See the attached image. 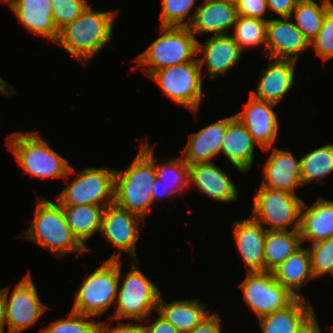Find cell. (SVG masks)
<instances>
[{"label":"cell","instance_id":"13","mask_svg":"<svg viewBox=\"0 0 333 333\" xmlns=\"http://www.w3.org/2000/svg\"><path fill=\"white\" fill-rule=\"evenodd\" d=\"M143 218L139 215L120 208L115 203L104 207L101 219V234L110 244L116 248L117 252L124 251L130 254L136 262V241L139 238L137 221Z\"/></svg>","mask_w":333,"mask_h":333},{"label":"cell","instance_id":"4","mask_svg":"<svg viewBox=\"0 0 333 333\" xmlns=\"http://www.w3.org/2000/svg\"><path fill=\"white\" fill-rule=\"evenodd\" d=\"M8 146L18 164L37 178H68L76 172L67 159L59 155L37 132L10 134Z\"/></svg>","mask_w":333,"mask_h":333},{"label":"cell","instance_id":"16","mask_svg":"<svg viewBox=\"0 0 333 333\" xmlns=\"http://www.w3.org/2000/svg\"><path fill=\"white\" fill-rule=\"evenodd\" d=\"M236 4L223 0H204L195 13L187 18L186 26L193 34L215 33L229 34L237 19Z\"/></svg>","mask_w":333,"mask_h":333},{"label":"cell","instance_id":"14","mask_svg":"<svg viewBox=\"0 0 333 333\" xmlns=\"http://www.w3.org/2000/svg\"><path fill=\"white\" fill-rule=\"evenodd\" d=\"M267 20L266 57L275 59H291L297 61L300 54L310 49V42L289 18ZM283 19V20H282ZM268 50V51H267Z\"/></svg>","mask_w":333,"mask_h":333},{"label":"cell","instance_id":"11","mask_svg":"<svg viewBox=\"0 0 333 333\" xmlns=\"http://www.w3.org/2000/svg\"><path fill=\"white\" fill-rule=\"evenodd\" d=\"M1 291L4 324L8 325V333H20L33 326L49 308L40 301L30 272L16 285L10 298L9 288H3Z\"/></svg>","mask_w":333,"mask_h":333},{"label":"cell","instance_id":"9","mask_svg":"<svg viewBox=\"0 0 333 333\" xmlns=\"http://www.w3.org/2000/svg\"><path fill=\"white\" fill-rule=\"evenodd\" d=\"M152 78L172 101L188 108L194 115L202 100V73L198 59L154 71Z\"/></svg>","mask_w":333,"mask_h":333},{"label":"cell","instance_id":"36","mask_svg":"<svg viewBox=\"0 0 333 333\" xmlns=\"http://www.w3.org/2000/svg\"><path fill=\"white\" fill-rule=\"evenodd\" d=\"M308 249L314 278L327 273L333 276V237L312 243Z\"/></svg>","mask_w":333,"mask_h":333},{"label":"cell","instance_id":"21","mask_svg":"<svg viewBox=\"0 0 333 333\" xmlns=\"http://www.w3.org/2000/svg\"><path fill=\"white\" fill-rule=\"evenodd\" d=\"M189 183L194 184L201 193L220 202H233L238 199V190L227 176L213 162L188 165Z\"/></svg>","mask_w":333,"mask_h":333},{"label":"cell","instance_id":"43","mask_svg":"<svg viewBox=\"0 0 333 333\" xmlns=\"http://www.w3.org/2000/svg\"><path fill=\"white\" fill-rule=\"evenodd\" d=\"M269 11H274L280 18H291L298 0H266Z\"/></svg>","mask_w":333,"mask_h":333},{"label":"cell","instance_id":"30","mask_svg":"<svg viewBox=\"0 0 333 333\" xmlns=\"http://www.w3.org/2000/svg\"><path fill=\"white\" fill-rule=\"evenodd\" d=\"M62 208L73 235L90 251L91 249L85 245V241L96 234L97 231L100 232L104 207L82 204L62 206Z\"/></svg>","mask_w":333,"mask_h":333},{"label":"cell","instance_id":"50","mask_svg":"<svg viewBox=\"0 0 333 333\" xmlns=\"http://www.w3.org/2000/svg\"><path fill=\"white\" fill-rule=\"evenodd\" d=\"M223 1H228V2H230V3H234V4H236L239 0H223Z\"/></svg>","mask_w":333,"mask_h":333},{"label":"cell","instance_id":"26","mask_svg":"<svg viewBox=\"0 0 333 333\" xmlns=\"http://www.w3.org/2000/svg\"><path fill=\"white\" fill-rule=\"evenodd\" d=\"M200 300H178L165 303L159 297L157 313L166 319L179 333L192 330L200 324L210 313L207 305L200 303Z\"/></svg>","mask_w":333,"mask_h":333},{"label":"cell","instance_id":"47","mask_svg":"<svg viewBox=\"0 0 333 333\" xmlns=\"http://www.w3.org/2000/svg\"><path fill=\"white\" fill-rule=\"evenodd\" d=\"M0 93L6 96H10L11 94L13 95L14 93L12 85L5 82L1 77H0Z\"/></svg>","mask_w":333,"mask_h":333},{"label":"cell","instance_id":"32","mask_svg":"<svg viewBox=\"0 0 333 333\" xmlns=\"http://www.w3.org/2000/svg\"><path fill=\"white\" fill-rule=\"evenodd\" d=\"M333 172V144L317 148L300 159L302 187L311 182L325 184L322 179Z\"/></svg>","mask_w":333,"mask_h":333},{"label":"cell","instance_id":"35","mask_svg":"<svg viewBox=\"0 0 333 333\" xmlns=\"http://www.w3.org/2000/svg\"><path fill=\"white\" fill-rule=\"evenodd\" d=\"M91 317L93 316L71 311L69 317L55 320L39 333H96L97 322L86 320Z\"/></svg>","mask_w":333,"mask_h":333},{"label":"cell","instance_id":"45","mask_svg":"<svg viewBox=\"0 0 333 333\" xmlns=\"http://www.w3.org/2000/svg\"><path fill=\"white\" fill-rule=\"evenodd\" d=\"M162 183L158 177L156 178L155 182L152 184V195L154 203L158 201L161 197L164 198L168 196V198L174 197L170 190L167 189L165 184ZM162 185V186H161ZM164 186V187H163Z\"/></svg>","mask_w":333,"mask_h":333},{"label":"cell","instance_id":"20","mask_svg":"<svg viewBox=\"0 0 333 333\" xmlns=\"http://www.w3.org/2000/svg\"><path fill=\"white\" fill-rule=\"evenodd\" d=\"M263 171L265 178L261 185L269 189L295 194V188L302 187L300 160L290 151L272 148Z\"/></svg>","mask_w":333,"mask_h":333},{"label":"cell","instance_id":"24","mask_svg":"<svg viewBox=\"0 0 333 333\" xmlns=\"http://www.w3.org/2000/svg\"><path fill=\"white\" fill-rule=\"evenodd\" d=\"M52 7L51 0H16L11 10L29 32L56 42L59 32L53 22Z\"/></svg>","mask_w":333,"mask_h":333},{"label":"cell","instance_id":"41","mask_svg":"<svg viewBox=\"0 0 333 333\" xmlns=\"http://www.w3.org/2000/svg\"><path fill=\"white\" fill-rule=\"evenodd\" d=\"M96 333H146L145 327L143 324L139 325L138 323L133 325V323L126 324L124 322H118L117 326L109 327L104 325L103 322H98L96 325Z\"/></svg>","mask_w":333,"mask_h":333},{"label":"cell","instance_id":"49","mask_svg":"<svg viewBox=\"0 0 333 333\" xmlns=\"http://www.w3.org/2000/svg\"><path fill=\"white\" fill-rule=\"evenodd\" d=\"M1 2H5V3H7V6L11 9L13 6H14V4L16 3V0H0Z\"/></svg>","mask_w":333,"mask_h":333},{"label":"cell","instance_id":"18","mask_svg":"<svg viewBox=\"0 0 333 333\" xmlns=\"http://www.w3.org/2000/svg\"><path fill=\"white\" fill-rule=\"evenodd\" d=\"M203 52L198 58L200 68L206 64L210 79L225 75L227 71L241 60L242 51L230 34L213 35L205 42H197V53Z\"/></svg>","mask_w":333,"mask_h":333},{"label":"cell","instance_id":"38","mask_svg":"<svg viewBox=\"0 0 333 333\" xmlns=\"http://www.w3.org/2000/svg\"><path fill=\"white\" fill-rule=\"evenodd\" d=\"M197 0H162L161 26L184 27Z\"/></svg>","mask_w":333,"mask_h":333},{"label":"cell","instance_id":"40","mask_svg":"<svg viewBox=\"0 0 333 333\" xmlns=\"http://www.w3.org/2000/svg\"><path fill=\"white\" fill-rule=\"evenodd\" d=\"M236 9L238 16L268 20L262 17L268 9L266 0H239Z\"/></svg>","mask_w":333,"mask_h":333},{"label":"cell","instance_id":"34","mask_svg":"<svg viewBox=\"0 0 333 333\" xmlns=\"http://www.w3.org/2000/svg\"><path fill=\"white\" fill-rule=\"evenodd\" d=\"M156 171L157 177L173 195L183 191L189 185L188 164L182 158L176 157L167 162L156 163Z\"/></svg>","mask_w":333,"mask_h":333},{"label":"cell","instance_id":"29","mask_svg":"<svg viewBox=\"0 0 333 333\" xmlns=\"http://www.w3.org/2000/svg\"><path fill=\"white\" fill-rule=\"evenodd\" d=\"M302 245L299 230H268L264 241L265 271H275Z\"/></svg>","mask_w":333,"mask_h":333},{"label":"cell","instance_id":"42","mask_svg":"<svg viewBox=\"0 0 333 333\" xmlns=\"http://www.w3.org/2000/svg\"><path fill=\"white\" fill-rule=\"evenodd\" d=\"M185 333H221L219 314H209L200 324Z\"/></svg>","mask_w":333,"mask_h":333},{"label":"cell","instance_id":"44","mask_svg":"<svg viewBox=\"0 0 333 333\" xmlns=\"http://www.w3.org/2000/svg\"><path fill=\"white\" fill-rule=\"evenodd\" d=\"M146 333H179L166 319L160 314L153 323L145 325Z\"/></svg>","mask_w":333,"mask_h":333},{"label":"cell","instance_id":"28","mask_svg":"<svg viewBox=\"0 0 333 333\" xmlns=\"http://www.w3.org/2000/svg\"><path fill=\"white\" fill-rule=\"evenodd\" d=\"M305 298H296L285 309L259 317L262 333H295L313 314L314 309Z\"/></svg>","mask_w":333,"mask_h":333},{"label":"cell","instance_id":"31","mask_svg":"<svg viewBox=\"0 0 333 333\" xmlns=\"http://www.w3.org/2000/svg\"><path fill=\"white\" fill-rule=\"evenodd\" d=\"M333 7L331 0H321V5L314 0H298L291 15L295 25L305 38L311 42L321 29L326 13Z\"/></svg>","mask_w":333,"mask_h":333},{"label":"cell","instance_id":"6","mask_svg":"<svg viewBox=\"0 0 333 333\" xmlns=\"http://www.w3.org/2000/svg\"><path fill=\"white\" fill-rule=\"evenodd\" d=\"M162 35L153 41L136 61L144 74L150 76L159 69L196 60L197 42L189 27L161 26Z\"/></svg>","mask_w":333,"mask_h":333},{"label":"cell","instance_id":"19","mask_svg":"<svg viewBox=\"0 0 333 333\" xmlns=\"http://www.w3.org/2000/svg\"><path fill=\"white\" fill-rule=\"evenodd\" d=\"M233 234L238 251L247 265V272H264V241L267 227L252 216L235 221Z\"/></svg>","mask_w":333,"mask_h":333},{"label":"cell","instance_id":"23","mask_svg":"<svg viewBox=\"0 0 333 333\" xmlns=\"http://www.w3.org/2000/svg\"><path fill=\"white\" fill-rule=\"evenodd\" d=\"M258 144L248 132L244 124L235 116L227 124L221 152L240 172L252 168L255 146Z\"/></svg>","mask_w":333,"mask_h":333},{"label":"cell","instance_id":"5","mask_svg":"<svg viewBox=\"0 0 333 333\" xmlns=\"http://www.w3.org/2000/svg\"><path fill=\"white\" fill-rule=\"evenodd\" d=\"M121 252L112 255L99 268L88 274L75 293L72 311L90 316H101L116 303L121 276Z\"/></svg>","mask_w":333,"mask_h":333},{"label":"cell","instance_id":"48","mask_svg":"<svg viewBox=\"0 0 333 333\" xmlns=\"http://www.w3.org/2000/svg\"><path fill=\"white\" fill-rule=\"evenodd\" d=\"M4 308H3V298H2V291L0 289V333H4Z\"/></svg>","mask_w":333,"mask_h":333},{"label":"cell","instance_id":"3","mask_svg":"<svg viewBox=\"0 0 333 333\" xmlns=\"http://www.w3.org/2000/svg\"><path fill=\"white\" fill-rule=\"evenodd\" d=\"M38 199L34 219L24 231V237L47 248L59 258L70 252H87L88 249L78 241L67 224L62 206L56 200L54 203L42 197Z\"/></svg>","mask_w":333,"mask_h":333},{"label":"cell","instance_id":"25","mask_svg":"<svg viewBox=\"0 0 333 333\" xmlns=\"http://www.w3.org/2000/svg\"><path fill=\"white\" fill-rule=\"evenodd\" d=\"M303 202L299 233L302 242L315 243L333 237V202L319 198L311 207ZM306 209V210H305Z\"/></svg>","mask_w":333,"mask_h":333},{"label":"cell","instance_id":"10","mask_svg":"<svg viewBox=\"0 0 333 333\" xmlns=\"http://www.w3.org/2000/svg\"><path fill=\"white\" fill-rule=\"evenodd\" d=\"M251 216L263 225H271L268 230H299L300 211L303 200L285 191L260 186L254 195Z\"/></svg>","mask_w":333,"mask_h":333},{"label":"cell","instance_id":"17","mask_svg":"<svg viewBox=\"0 0 333 333\" xmlns=\"http://www.w3.org/2000/svg\"><path fill=\"white\" fill-rule=\"evenodd\" d=\"M291 59L270 58L269 65L263 70L256 91L250 94L260 100L280 103L294 85L295 65Z\"/></svg>","mask_w":333,"mask_h":333},{"label":"cell","instance_id":"22","mask_svg":"<svg viewBox=\"0 0 333 333\" xmlns=\"http://www.w3.org/2000/svg\"><path fill=\"white\" fill-rule=\"evenodd\" d=\"M226 117L203 127L191 134L186 147L182 151L183 160L188 164L212 162V158L221 153L224 133L229 121L234 117ZM211 160V161H210Z\"/></svg>","mask_w":333,"mask_h":333},{"label":"cell","instance_id":"8","mask_svg":"<svg viewBox=\"0 0 333 333\" xmlns=\"http://www.w3.org/2000/svg\"><path fill=\"white\" fill-rule=\"evenodd\" d=\"M114 189V169L88 167L80 171L78 177L57 194L55 200L61 206L85 204L106 207L114 203Z\"/></svg>","mask_w":333,"mask_h":333},{"label":"cell","instance_id":"39","mask_svg":"<svg viewBox=\"0 0 333 333\" xmlns=\"http://www.w3.org/2000/svg\"><path fill=\"white\" fill-rule=\"evenodd\" d=\"M316 51L323 61L333 57V7L326 13L321 29L310 42V50Z\"/></svg>","mask_w":333,"mask_h":333},{"label":"cell","instance_id":"33","mask_svg":"<svg viewBox=\"0 0 333 333\" xmlns=\"http://www.w3.org/2000/svg\"><path fill=\"white\" fill-rule=\"evenodd\" d=\"M266 20L251 17L237 16L234 24V35L231 37L243 52L246 47H255L261 44L266 48Z\"/></svg>","mask_w":333,"mask_h":333},{"label":"cell","instance_id":"12","mask_svg":"<svg viewBox=\"0 0 333 333\" xmlns=\"http://www.w3.org/2000/svg\"><path fill=\"white\" fill-rule=\"evenodd\" d=\"M240 288L244 301L257 318L285 309L296 299L269 271L247 272Z\"/></svg>","mask_w":333,"mask_h":333},{"label":"cell","instance_id":"1","mask_svg":"<svg viewBox=\"0 0 333 333\" xmlns=\"http://www.w3.org/2000/svg\"><path fill=\"white\" fill-rule=\"evenodd\" d=\"M153 151L154 147L149 143L142 144L128 169L115 170L114 203L143 220L154 203L152 184L157 178V171Z\"/></svg>","mask_w":333,"mask_h":333},{"label":"cell","instance_id":"46","mask_svg":"<svg viewBox=\"0 0 333 333\" xmlns=\"http://www.w3.org/2000/svg\"><path fill=\"white\" fill-rule=\"evenodd\" d=\"M315 314L313 313L295 333H321Z\"/></svg>","mask_w":333,"mask_h":333},{"label":"cell","instance_id":"27","mask_svg":"<svg viewBox=\"0 0 333 333\" xmlns=\"http://www.w3.org/2000/svg\"><path fill=\"white\" fill-rule=\"evenodd\" d=\"M273 274L294 297L304 298L300 293L301 288L304 283L314 279L309 249L300 247L273 271Z\"/></svg>","mask_w":333,"mask_h":333},{"label":"cell","instance_id":"7","mask_svg":"<svg viewBox=\"0 0 333 333\" xmlns=\"http://www.w3.org/2000/svg\"><path fill=\"white\" fill-rule=\"evenodd\" d=\"M121 285V287H120ZM118 284L114 320H145L152 311H157L160 292L133 262L123 284ZM145 318V319H144Z\"/></svg>","mask_w":333,"mask_h":333},{"label":"cell","instance_id":"37","mask_svg":"<svg viewBox=\"0 0 333 333\" xmlns=\"http://www.w3.org/2000/svg\"><path fill=\"white\" fill-rule=\"evenodd\" d=\"M86 1L88 0H51L53 22L58 32L90 6Z\"/></svg>","mask_w":333,"mask_h":333},{"label":"cell","instance_id":"2","mask_svg":"<svg viewBox=\"0 0 333 333\" xmlns=\"http://www.w3.org/2000/svg\"><path fill=\"white\" fill-rule=\"evenodd\" d=\"M118 10L93 11L89 6L72 23L59 31L56 43L81 63L87 64L113 39L114 19Z\"/></svg>","mask_w":333,"mask_h":333},{"label":"cell","instance_id":"15","mask_svg":"<svg viewBox=\"0 0 333 333\" xmlns=\"http://www.w3.org/2000/svg\"><path fill=\"white\" fill-rule=\"evenodd\" d=\"M274 106L276 104L257 99L250 94L244 109L234 114L247 128L254 141L266 151L275 141L279 130Z\"/></svg>","mask_w":333,"mask_h":333}]
</instances>
